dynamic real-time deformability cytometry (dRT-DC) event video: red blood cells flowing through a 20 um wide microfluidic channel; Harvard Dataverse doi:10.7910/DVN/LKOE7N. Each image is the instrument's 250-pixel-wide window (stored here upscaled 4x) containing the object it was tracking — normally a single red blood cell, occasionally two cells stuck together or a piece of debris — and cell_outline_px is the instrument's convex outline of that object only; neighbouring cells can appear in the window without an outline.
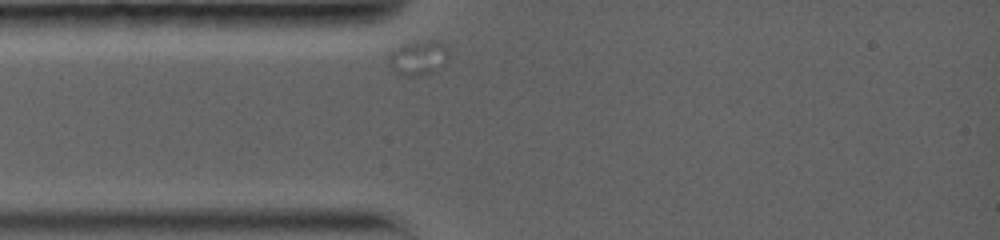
{"species": "common noctule bat (a hibernating species)", "species_latin": "Nyctalus noctula", "temperature_condition": "warm", "stored_images_in_passage": 67, "camera_frame_rate_fps": 5000, "um_per_image_px": 0.085, "animal": {"sex": "female", "body_mass_g": 19.0, "forearm_length_mm": 56.7}, "frame": {"image": 1, "passage_image": 1, "time_ms": 0.0, "image_size_px": [1000, 240], "cell_outline_px": [[448, 56], [432, 72], [420, 76], [408, 76], [396, 72], [392, 68], [388, 60], [392, 52], [404, 44], [432, 40], [436, 40], [444, 44], [448, 52]], "centroid_in_image_um": [35.55, 4.92], "position_along_channel_um": 49.5, "area_um2": 11.44}}